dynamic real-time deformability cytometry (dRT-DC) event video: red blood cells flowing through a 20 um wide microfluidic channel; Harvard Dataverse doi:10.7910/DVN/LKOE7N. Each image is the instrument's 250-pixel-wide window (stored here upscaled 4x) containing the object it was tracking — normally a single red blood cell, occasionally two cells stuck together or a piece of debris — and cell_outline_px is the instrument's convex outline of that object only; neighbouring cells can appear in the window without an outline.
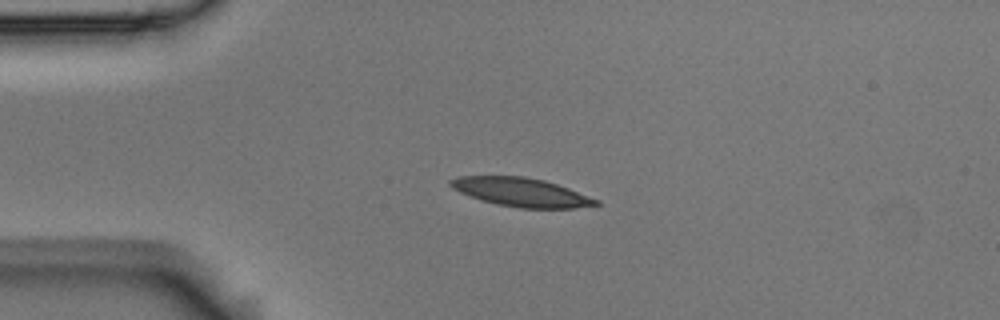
{"species": "Egyptian fruit bat (a non-hibernating species)", "species_latin": "Rousettus aegyptiacus", "temperature_condition": "room temperature", "stored_images_in_passage": 2, "camera_frame_rate_fps": 3000, "um_per_image_px": 0.085, "animal": {"sex": "male"}, "frame": {"image": 1, "passage_image": 1, "time_ms": 0.0, "image_size_px": [1000, 320], "cell_outline_px": [[600, 204], [572, 208], [520, 208], [496, 204], [480, 200], [460, 192], [452, 188], [448, 184], [448, 180], [460, 176], [524, 176], [544, 180], [568, 188], [600, 200]], "centroid_in_image_um": [44.27, 16.33], "position_along_channel_um": 40.7, "area_um2": 24.28}}